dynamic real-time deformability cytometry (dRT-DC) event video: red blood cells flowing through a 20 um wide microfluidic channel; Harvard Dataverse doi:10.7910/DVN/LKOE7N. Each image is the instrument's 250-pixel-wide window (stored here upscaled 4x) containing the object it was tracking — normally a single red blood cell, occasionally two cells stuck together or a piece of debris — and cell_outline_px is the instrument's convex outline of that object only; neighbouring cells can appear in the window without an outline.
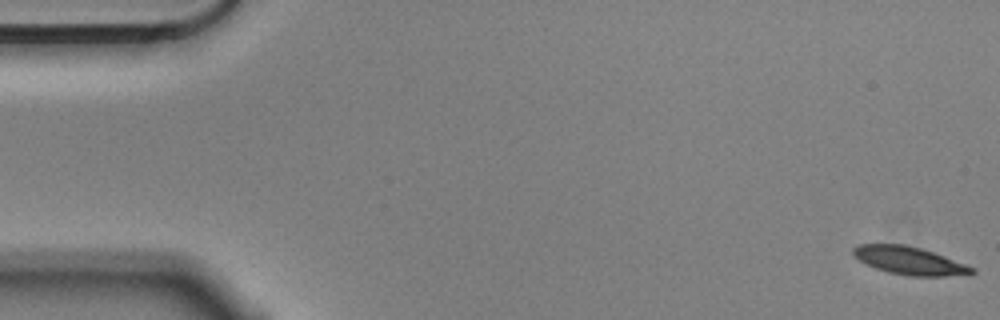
{"species": "Egyptian fruit bat (a non-hibernating species)", "species_latin": "Rousettus aegyptiacus", "temperature_condition": "cold", "stored_images_in_passage": 57, "camera_frame_rate_fps": 3000, "um_per_image_px": 0.085, "animal": {"sex": "male"}, "frame": {"image": 1, "passage_image": 1, "time_ms": 0.0, "image_size_px": [1000, 320], "cell_outline_px": [[976, 272], [968, 276], [908, 276], [888, 272], [876, 268], [860, 260], [852, 252], [852, 248], [860, 244], [904, 244], [920, 248], [944, 256], [976, 268]], "centroid_in_image_um": [77.37, 22.17], "position_along_channel_um": 7.6, "area_um2": 19.31}}
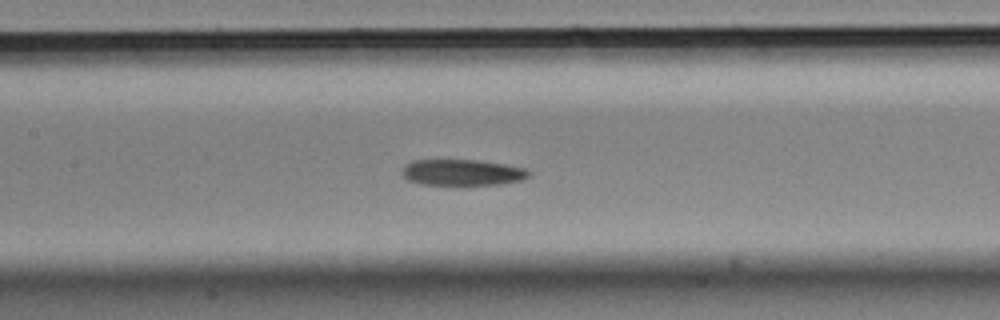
{"frame": {"image": 2, "passage_image": 26, "time_ms": 8.333, "image_size_px": [1000, 320], "cell_outline_px": [[532, 176], [520, 180], [500, 184], [420, 184], [408, 180], [400, 172], [400, 168], [404, 164], [412, 160], [476, 160], [504, 164], [524, 168], [532, 172]], "centroid_in_image_um": [39.26, 14.65], "position_along_channel_um": 168.1, "area_um2": 19.31}}
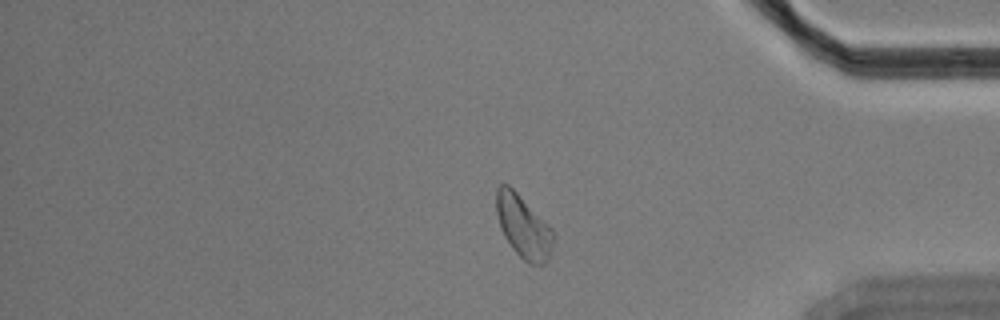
{"frame": {"image": 3, "passage_image": 47, "time_ms": 15.333, "image_size_px": [1000, 320], "cell_outline_px": [[556, 236], [548, 260], [544, 264], [528, 264], [512, 248], [504, 236], [500, 228], [496, 212], [496, 188], [500, 184], [508, 184], [552, 228]], "centroid_in_image_um": [44.49, 19.28], "position_along_channel_um": 390.7, "area_um2": 20.87}, "authors_computed_cell_mechanics": {"area_um2": 20.23, "velocity_mm_per_s": 3.5229, "shape_relaxation_time_tau1_ms": 4.057, "shape_relaxation_time_tau2_ms": 8.5081, "deformation_change_tau1": 0.1074, "deformation_change_tau2": 0.1679}}